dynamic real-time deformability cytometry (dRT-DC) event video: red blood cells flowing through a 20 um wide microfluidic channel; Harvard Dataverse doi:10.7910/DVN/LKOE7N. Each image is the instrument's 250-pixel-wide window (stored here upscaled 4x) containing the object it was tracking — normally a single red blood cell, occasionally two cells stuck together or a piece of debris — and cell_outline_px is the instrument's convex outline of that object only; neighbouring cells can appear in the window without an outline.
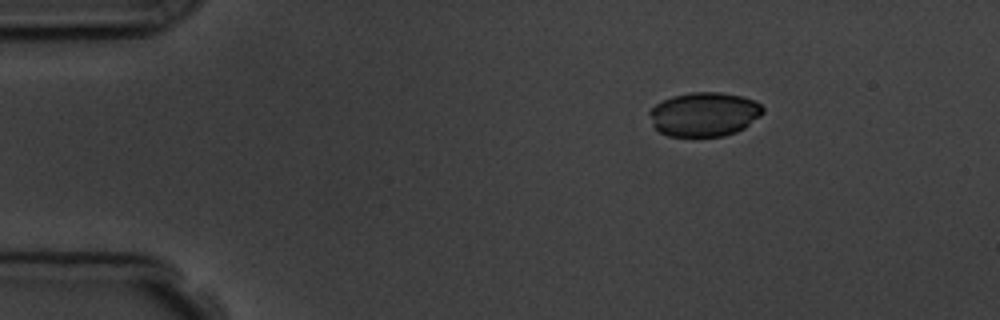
{"species": "common noctule bat (a hibernating species)", "species_latin": "Nyctalus noctula", "temperature_condition": "room temperature", "stored_images_in_passage": 4, "camera_frame_rate_fps": 3000, "um_per_image_px": 0.085, "animal": {"sex": "male", "body_mass_g": 19.5, "forearm_length_mm": 54.6}, "frame": {"image": 1, "passage_image": 4, "time_ms": 4.333, "image_size_px": [1000, 320], "cell_outline_px": [[764, 112], [760, 116], [744, 128], [736, 132], [724, 136], [668, 136], [660, 132], [652, 124], [648, 112], [656, 104], [672, 96], [688, 92], [720, 92], [740, 96], [756, 100], [764, 108]], "centroid_in_image_um": [59.87, 9.71], "position_along_channel_um": 25.1, "area_um2": 29.25}}